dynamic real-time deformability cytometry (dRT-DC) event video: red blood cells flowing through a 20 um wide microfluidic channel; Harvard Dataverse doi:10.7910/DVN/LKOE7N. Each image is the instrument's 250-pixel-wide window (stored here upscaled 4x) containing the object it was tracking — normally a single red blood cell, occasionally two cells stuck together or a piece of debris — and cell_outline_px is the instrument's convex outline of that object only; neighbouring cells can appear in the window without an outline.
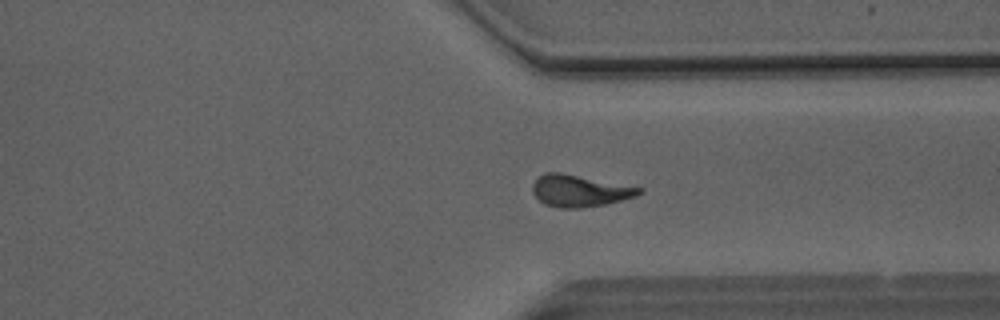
{"species": "Egyptian fruit bat (a non-hibernating species)", "species_latin": "Rousettus aegyptiacus", "temperature_condition": "room temperature", "stored_images_in_passage": 37, "camera_frame_rate_fps": 3000, "um_per_image_px": 0.085, "animal": {"sex": "male"}, "frame": {"image": 1, "passage_image": 25, "time_ms": 8.0, "image_size_px": [1000, 320], "cell_outline_px": [[644, 192], [636, 196], [604, 204], [584, 208], [560, 208], [544, 204], [532, 192], [532, 184], [544, 172], [560, 172], [644, 188]], "centroid_in_image_um": [49.27, 16.22], "position_along_channel_um": 362.1, "area_um2": 19.71}}
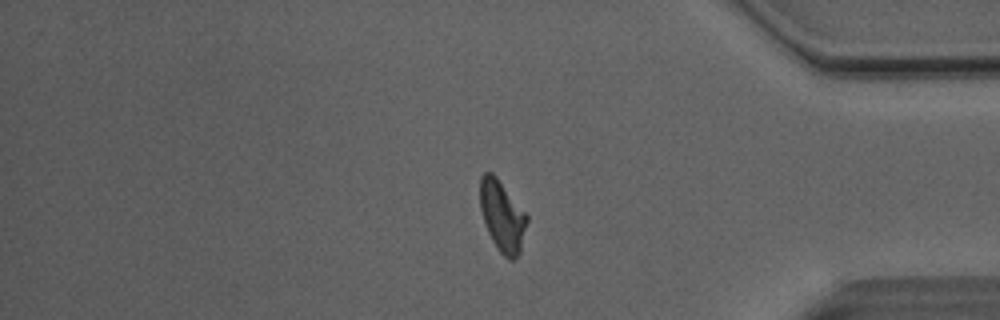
{"frame": {"image": 2, "passage_image": 29, "time_ms": 9.333, "image_size_px": [1000, 320], "cell_outline_px": [[528, 220], [520, 252], [512, 260], [508, 260], [500, 252], [492, 240], [488, 232], [480, 208], [480, 176], [484, 172], [492, 172], [496, 176], [528, 216]], "centroid_in_image_um": [42.68, 18.36], "position_along_channel_um": 392.5, "area_um2": 19.19}}
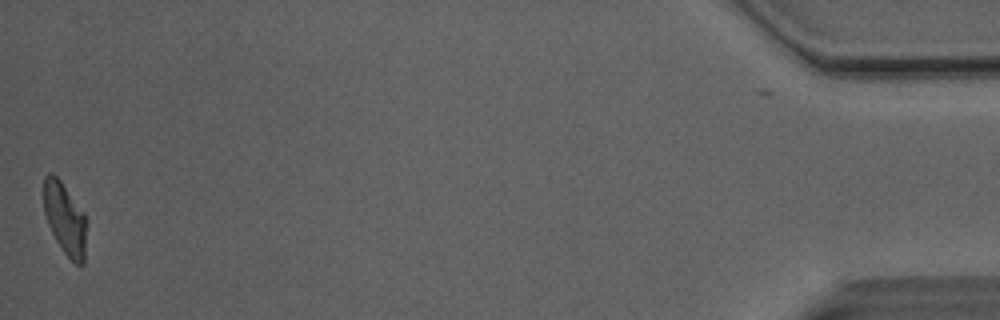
{"frame": {"image": 3, "passage_image": 37, "time_ms": 12.0, "image_size_px": [1000, 320], "cell_outline_px": [[88, 220], [84, 264], [76, 264], [64, 252], [56, 240], [48, 224], [44, 212], [44, 176], [48, 172], [52, 172], [60, 180], [84, 212]], "centroid_in_image_um": [5.55, 18.59], "position_along_channel_um": 429.6, "area_um2": 18.15}, "authors_computed_cell_mechanics": {"area_um2": 19.363, "velocity_mm_per_s": 4.0975, "shape_relaxation_time_tau1_ms": 5.5558, "shape_relaxation_time_tau2_ms": 2.4331, "deformation_change_tau1": 0.2, "deformation_change_tau2": 0.1063}}